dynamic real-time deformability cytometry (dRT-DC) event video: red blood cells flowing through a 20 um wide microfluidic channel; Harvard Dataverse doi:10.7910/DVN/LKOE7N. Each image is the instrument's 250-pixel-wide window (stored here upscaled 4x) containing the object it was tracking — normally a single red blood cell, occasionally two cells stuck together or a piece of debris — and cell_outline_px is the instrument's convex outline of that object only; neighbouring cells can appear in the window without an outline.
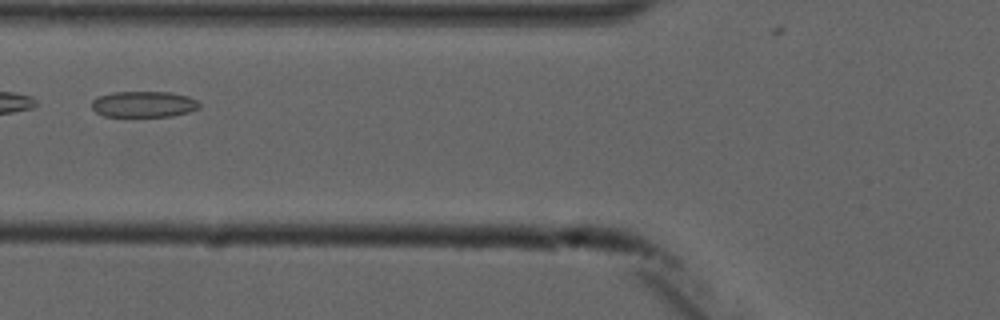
{"species": "common noctule bat (a hibernating species)", "species_latin": "Nyctalus noctula", "temperature_condition": "cold", "stored_images_in_passage": 5, "camera_frame_rate_fps": 3000, "um_per_image_px": 0.085, "animal": {"sex": "male", "forearm_length_mm": 52.5}, "frame": {"image": 1, "passage_image": 4, "time_ms": 4.667, "image_size_px": [1000, 320], "cell_outline_px": [[200, 108], [188, 112], [172, 116], [104, 116], [96, 112], [92, 108], [92, 100], [100, 96], [112, 92], [172, 92], [188, 96], [196, 100], [200, 104]], "centroid_in_image_um": [12.23, 8.85], "position_along_channel_um": 113.6, "area_um2": 16.3}}